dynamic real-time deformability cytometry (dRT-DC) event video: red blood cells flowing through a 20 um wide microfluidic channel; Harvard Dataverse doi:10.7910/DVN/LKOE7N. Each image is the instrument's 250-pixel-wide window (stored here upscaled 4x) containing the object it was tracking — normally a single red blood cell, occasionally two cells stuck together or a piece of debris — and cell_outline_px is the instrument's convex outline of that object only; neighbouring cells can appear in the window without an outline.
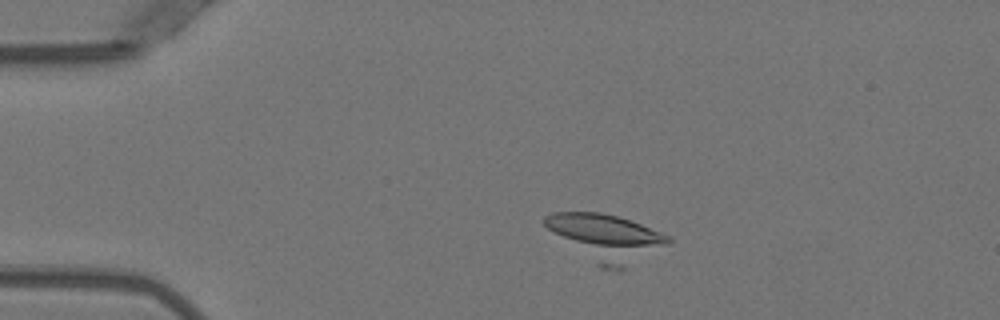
{"species": "Egyptian fruit bat (a non-hibernating species)", "species_latin": "Rousettus aegyptiacus", "temperature_condition": "warm", "stored_images_in_passage": 21, "camera_frame_rate_fps": 3000, "um_per_image_px": 0.085, "animal": {"sex": "female"}, "frame": {"image": 1, "passage_image": 11, "time_ms": 3.333, "image_size_px": [1000, 320], "cell_outline_px": [[672, 240], [668, 244], [620, 272], [616, 272], [600, 268], [548, 228], [544, 224], [544, 216], [552, 212], [600, 212], [616, 216], [640, 224], [672, 236]], "centroid_in_image_um": [51.57, 20.23], "position_along_channel_um": 33.4, "area_um2": 33.29}}
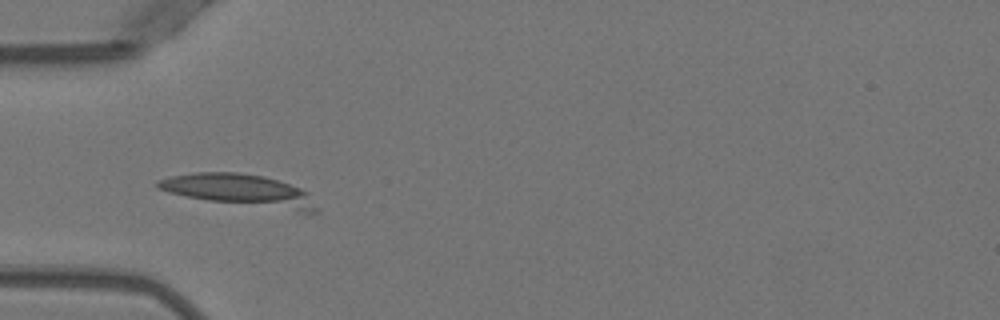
{"frame": {"image": 2, "passage_image": 17, "time_ms": 5.333, "image_size_px": [1000, 320], "cell_outline_px": [[320, 212], [296, 212], [208, 200], [168, 192], [156, 188], [156, 180], [168, 176], [192, 172], [236, 172], [264, 176], [300, 188], [308, 192]], "centroid_in_image_um": [20.37, 16.18], "position_along_channel_um": 64.6, "area_um2": 29.54}}
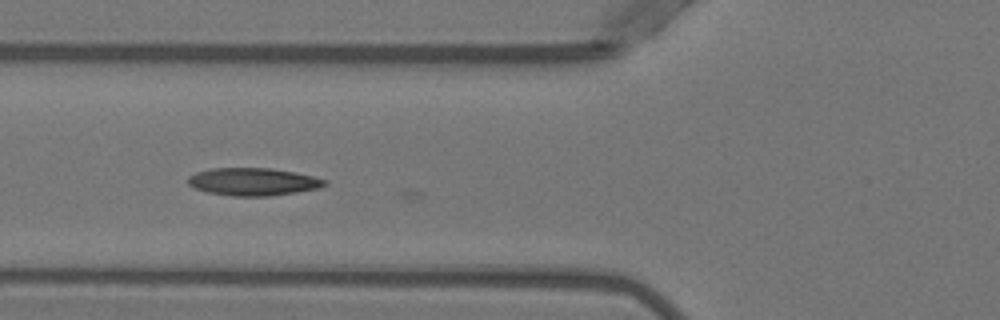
{"frame": {"image": 3, "passage_image": 20, "time_ms": 6.333, "image_size_px": [1000, 320], "cell_outline_px": [[328, 184], [320, 188], [296, 192], [268, 196], [232, 196], [208, 192], [196, 188], [188, 184], [188, 176], [196, 172], [212, 168], [272, 168], [312, 176], [328, 180]], "centroid_in_image_um": [21.53, 15.44], "position_along_channel_um": 104.3, "area_um2": 21.96}}